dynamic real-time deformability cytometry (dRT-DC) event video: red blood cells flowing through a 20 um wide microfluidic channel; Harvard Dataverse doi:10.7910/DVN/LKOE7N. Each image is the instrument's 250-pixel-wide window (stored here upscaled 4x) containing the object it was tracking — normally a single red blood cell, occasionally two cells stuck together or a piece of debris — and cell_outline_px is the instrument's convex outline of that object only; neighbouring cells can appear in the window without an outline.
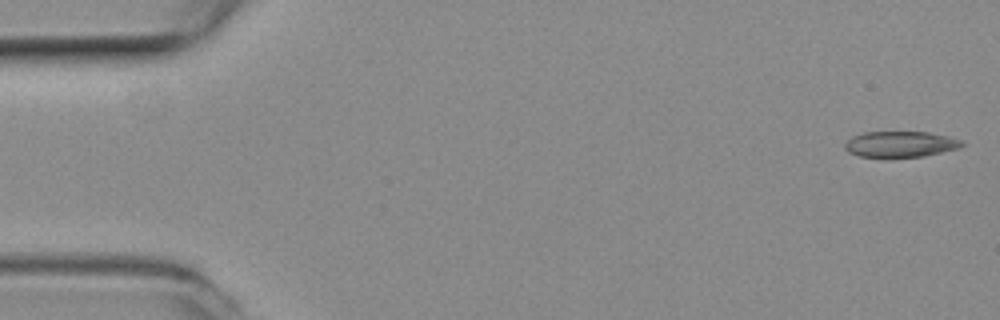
{"species": "common noctule bat (a hibernating species)", "species_latin": "Nyctalus noctula", "temperature_condition": "room temperature", "stored_images_in_passage": 55, "camera_frame_rate_fps": 3000, "um_per_image_px": 0.085, "animal": {"sex": "female", "body_mass_g": 19.3, "forearm_length_mm": 54.1}, "frame": {"image": 1, "passage_image": 1, "time_ms": 0.0, "image_size_px": [1000, 320], "cell_outline_px": [[964, 144], [960, 148], [924, 156], [860, 156], [848, 152], [844, 148], [844, 144], [852, 136], [864, 132], [928, 132], [948, 136], [964, 140]], "centroid_in_image_um": [76.57, 12.24], "position_along_channel_um": 8.4, "area_um2": 17.51}}
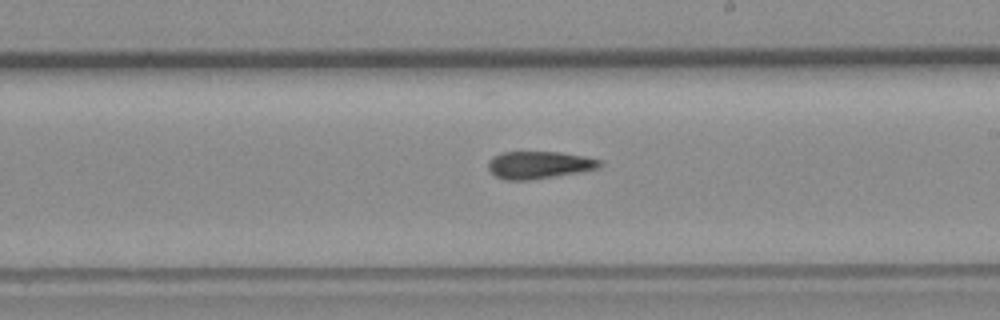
{"frame": {"image": 2, "passage_image": 31, "time_ms": 10.0, "image_size_px": [1000, 320], "cell_outline_px": [[604, 164], [600, 168], [556, 176], [528, 180], [504, 180], [496, 176], [488, 168], [488, 160], [492, 156], [504, 152], [560, 152], [584, 156], [604, 160]], "centroid_in_image_um": [45.85, 14.01], "position_along_channel_um": 243.1, "area_um2": 17.98}}
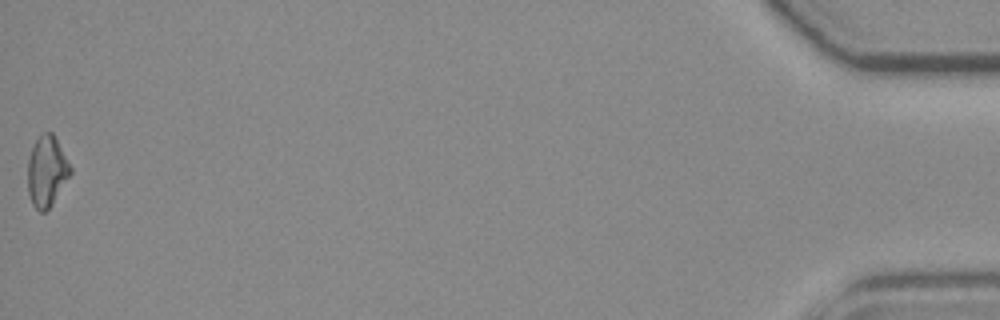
{"frame": {"image": 3, "passage_image": 55, "time_ms": 18.0, "image_size_px": [1000, 320], "cell_outline_px": [[72, 172], [52, 204], [44, 212], [40, 212], [32, 204], [28, 192], [28, 160], [32, 148], [36, 140], [44, 132], [52, 132], [72, 168]], "centroid_in_image_um": [3.97, 14.57], "position_along_channel_um": 431.2, "area_um2": 17.28}, "authors_computed_cell_mechanics": {"area_um2": 18.207, "velocity_mm_per_s": 3.686, "shape_relaxation_time_tau1_ms": null, "shape_relaxation_time_tau2_ms": 6.3753, "deformation_change_tau1": null, "deformation_change_tau2": 0.1555}}